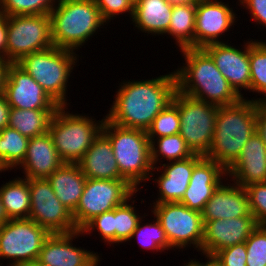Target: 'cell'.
<instances>
[{"instance_id":"cell-1","label":"cell","mask_w":266,"mask_h":266,"mask_svg":"<svg viewBox=\"0 0 266 266\" xmlns=\"http://www.w3.org/2000/svg\"><path fill=\"white\" fill-rule=\"evenodd\" d=\"M118 87L105 118L121 127L145 131L177 90L175 72L140 81L124 80Z\"/></svg>"},{"instance_id":"cell-2","label":"cell","mask_w":266,"mask_h":266,"mask_svg":"<svg viewBox=\"0 0 266 266\" xmlns=\"http://www.w3.org/2000/svg\"><path fill=\"white\" fill-rule=\"evenodd\" d=\"M185 63L174 70L177 91L217 106L232 105L240 97L203 48L180 50Z\"/></svg>"},{"instance_id":"cell-3","label":"cell","mask_w":266,"mask_h":266,"mask_svg":"<svg viewBox=\"0 0 266 266\" xmlns=\"http://www.w3.org/2000/svg\"><path fill=\"white\" fill-rule=\"evenodd\" d=\"M255 132V101L245 97L232 105L218 106L213 139L205 157L216 161L227 171Z\"/></svg>"},{"instance_id":"cell-4","label":"cell","mask_w":266,"mask_h":266,"mask_svg":"<svg viewBox=\"0 0 266 266\" xmlns=\"http://www.w3.org/2000/svg\"><path fill=\"white\" fill-rule=\"evenodd\" d=\"M53 46L80 50L107 23L95 0H58L50 12ZM102 26V27H101Z\"/></svg>"},{"instance_id":"cell-5","label":"cell","mask_w":266,"mask_h":266,"mask_svg":"<svg viewBox=\"0 0 266 266\" xmlns=\"http://www.w3.org/2000/svg\"><path fill=\"white\" fill-rule=\"evenodd\" d=\"M102 132L111 142L120 175L137 191L141 190L139 185L150 181L154 168L146 131L121 127L105 118Z\"/></svg>"},{"instance_id":"cell-6","label":"cell","mask_w":266,"mask_h":266,"mask_svg":"<svg viewBox=\"0 0 266 266\" xmlns=\"http://www.w3.org/2000/svg\"><path fill=\"white\" fill-rule=\"evenodd\" d=\"M78 58L76 51L52 46L24 56L17 64L62 107L69 104L66 99L67 83L79 61Z\"/></svg>"},{"instance_id":"cell-7","label":"cell","mask_w":266,"mask_h":266,"mask_svg":"<svg viewBox=\"0 0 266 266\" xmlns=\"http://www.w3.org/2000/svg\"><path fill=\"white\" fill-rule=\"evenodd\" d=\"M68 106L59 107L53 114L48 133L60 159L64 163H77L102 131L105 116L95 120L86 114H73Z\"/></svg>"},{"instance_id":"cell-8","label":"cell","mask_w":266,"mask_h":266,"mask_svg":"<svg viewBox=\"0 0 266 266\" xmlns=\"http://www.w3.org/2000/svg\"><path fill=\"white\" fill-rule=\"evenodd\" d=\"M172 102L179 111V134L193 153L205 156L213 139L218 106L177 90Z\"/></svg>"},{"instance_id":"cell-9","label":"cell","mask_w":266,"mask_h":266,"mask_svg":"<svg viewBox=\"0 0 266 266\" xmlns=\"http://www.w3.org/2000/svg\"><path fill=\"white\" fill-rule=\"evenodd\" d=\"M152 204L150 203L151 213L164 229L173 250L182 249L183 252L186 247L193 246L201 252L204 228L202 212L190 209L179 202Z\"/></svg>"},{"instance_id":"cell-10","label":"cell","mask_w":266,"mask_h":266,"mask_svg":"<svg viewBox=\"0 0 266 266\" xmlns=\"http://www.w3.org/2000/svg\"><path fill=\"white\" fill-rule=\"evenodd\" d=\"M49 235L31 219H10L0 226V259H7V266H24L38 260Z\"/></svg>"},{"instance_id":"cell-11","label":"cell","mask_w":266,"mask_h":266,"mask_svg":"<svg viewBox=\"0 0 266 266\" xmlns=\"http://www.w3.org/2000/svg\"><path fill=\"white\" fill-rule=\"evenodd\" d=\"M52 46L50 15L7 16V61L18 63L24 56Z\"/></svg>"},{"instance_id":"cell-12","label":"cell","mask_w":266,"mask_h":266,"mask_svg":"<svg viewBox=\"0 0 266 266\" xmlns=\"http://www.w3.org/2000/svg\"><path fill=\"white\" fill-rule=\"evenodd\" d=\"M136 191L125 179L87 178L83 194L72 212L76 228L81 230L95 216L122 205Z\"/></svg>"},{"instance_id":"cell-13","label":"cell","mask_w":266,"mask_h":266,"mask_svg":"<svg viewBox=\"0 0 266 266\" xmlns=\"http://www.w3.org/2000/svg\"><path fill=\"white\" fill-rule=\"evenodd\" d=\"M31 219L50 234L70 233L78 229L72 212L56 197L47 179H28Z\"/></svg>"},{"instance_id":"cell-14","label":"cell","mask_w":266,"mask_h":266,"mask_svg":"<svg viewBox=\"0 0 266 266\" xmlns=\"http://www.w3.org/2000/svg\"><path fill=\"white\" fill-rule=\"evenodd\" d=\"M222 1L200 0L196 4L194 48L223 42L220 40L222 35L236 25L237 14L228 2Z\"/></svg>"},{"instance_id":"cell-15","label":"cell","mask_w":266,"mask_h":266,"mask_svg":"<svg viewBox=\"0 0 266 266\" xmlns=\"http://www.w3.org/2000/svg\"><path fill=\"white\" fill-rule=\"evenodd\" d=\"M4 95L10 107L16 109L57 110L60 107L17 63H11L8 69Z\"/></svg>"},{"instance_id":"cell-16","label":"cell","mask_w":266,"mask_h":266,"mask_svg":"<svg viewBox=\"0 0 266 266\" xmlns=\"http://www.w3.org/2000/svg\"><path fill=\"white\" fill-rule=\"evenodd\" d=\"M249 40L244 41L242 50L225 41L203 47L221 74L228 80L229 85L242 98H244L242 90L250 92Z\"/></svg>"},{"instance_id":"cell-17","label":"cell","mask_w":266,"mask_h":266,"mask_svg":"<svg viewBox=\"0 0 266 266\" xmlns=\"http://www.w3.org/2000/svg\"><path fill=\"white\" fill-rule=\"evenodd\" d=\"M81 230L70 233L50 234L40 251L38 261L47 266H98V252L75 247L73 239L82 237Z\"/></svg>"},{"instance_id":"cell-18","label":"cell","mask_w":266,"mask_h":266,"mask_svg":"<svg viewBox=\"0 0 266 266\" xmlns=\"http://www.w3.org/2000/svg\"><path fill=\"white\" fill-rule=\"evenodd\" d=\"M258 226L254 216L217 219L204 223L201 252L215 255L218 251L244 243Z\"/></svg>"},{"instance_id":"cell-19","label":"cell","mask_w":266,"mask_h":266,"mask_svg":"<svg viewBox=\"0 0 266 266\" xmlns=\"http://www.w3.org/2000/svg\"><path fill=\"white\" fill-rule=\"evenodd\" d=\"M203 155L193 154L183 160L160 163V166L153 168L149 179L153 180L158 190V198L152 201L153 203H172L180 202L184 196L185 191L189 186L194 166L203 158ZM159 169H161L159 171ZM157 173L156 178H152Z\"/></svg>"},{"instance_id":"cell-20","label":"cell","mask_w":266,"mask_h":266,"mask_svg":"<svg viewBox=\"0 0 266 266\" xmlns=\"http://www.w3.org/2000/svg\"><path fill=\"white\" fill-rule=\"evenodd\" d=\"M226 176L227 171L219 163L204 156L194 166L189 186L179 203L202 212Z\"/></svg>"},{"instance_id":"cell-21","label":"cell","mask_w":266,"mask_h":266,"mask_svg":"<svg viewBox=\"0 0 266 266\" xmlns=\"http://www.w3.org/2000/svg\"><path fill=\"white\" fill-rule=\"evenodd\" d=\"M227 180L218 186L206 203L202 211L203 224L211 220L238 218L250 214L247 190L234 182L225 183Z\"/></svg>"},{"instance_id":"cell-22","label":"cell","mask_w":266,"mask_h":266,"mask_svg":"<svg viewBox=\"0 0 266 266\" xmlns=\"http://www.w3.org/2000/svg\"><path fill=\"white\" fill-rule=\"evenodd\" d=\"M226 177L244 188L266 182V144L257 133L247 141L239 158L227 170Z\"/></svg>"},{"instance_id":"cell-23","label":"cell","mask_w":266,"mask_h":266,"mask_svg":"<svg viewBox=\"0 0 266 266\" xmlns=\"http://www.w3.org/2000/svg\"><path fill=\"white\" fill-rule=\"evenodd\" d=\"M63 163L47 132L30 138L26 156L16 169H22L26 179H46Z\"/></svg>"},{"instance_id":"cell-24","label":"cell","mask_w":266,"mask_h":266,"mask_svg":"<svg viewBox=\"0 0 266 266\" xmlns=\"http://www.w3.org/2000/svg\"><path fill=\"white\" fill-rule=\"evenodd\" d=\"M77 164L90 179H124L119 173L111 142L102 131Z\"/></svg>"},{"instance_id":"cell-25","label":"cell","mask_w":266,"mask_h":266,"mask_svg":"<svg viewBox=\"0 0 266 266\" xmlns=\"http://www.w3.org/2000/svg\"><path fill=\"white\" fill-rule=\"evenodd\" d=\"M46 179L60 202L73 212L83 194L87 179L78 164L63 163Z\"/></svg>"},{"instance_id":"cell-26","label":"cell","mask_w":266,"mask_h":266,"mask_svg":"<svg viewBox=\"0 0 266 266\" xmlns=\"http://www.w3.org/2000/svg\"><path fill=\"white\" fill-rule=\"evenodd\" d=\"M172 7L166 0H140L134 6L131 23L139 32L166 36Z\"/></svg>"},{"instance_id":"cell-27","label":"cell","mask_w":266,"mask_h":266,"mask_svg":"<svg viewBox=\"0 0 266 266\" xmlns=\"http://www.w3.org/2000/svg\"><path fill=\"white\" fill-rule=\"evenodd\" d=\"M0 198L9 219H27L30 214L28 179L15 177L0 186Z\"/></svg>"},{"instance_id":"cell-28","label":"cell","mask_w":266,"mask_h":266,"mask_svg":"<svg viewBox=\"0 0 266 266\" xmlns=\"http://www.w3.org/2000/svg\"><path fill=\"white\" fill-rule=\"evenodd\" d=\"M196 4H182L172 7L170 24L166 34L176 41L179 50L194 48Z\"/></svg>"},{"instance_id":"cell-29","label":"cell","mask_w":266,"mask_h":266,"mask_svg":"<svg viewBox=\"0 0 266 266\" xmlns=\"http://www.w3.org/2000/svg\"><path fill=\"white\" fill-rule=\"evenodd\" d=\"M55 112L56 110H24L11 107L8 126L28 138L40 136L48 132Z\"/></svg>"},{"instance_id":"cell-30","label":"cell","mask_w":266,"mask_h":266,"mask_svg":"<svg viewBox=\"0 0 266 266\" xmlns=\"http://www.w3.org/2000/svg\"><path fill=\"white\" fill-rule=\"evenodd\" d=\"M29 140L9 126L0 131V166L5 171L15 170L23 162Z\"/></svg>"},{"instance_id":"cell-31","label":"cell","mask_w":266,"mask_h":266,"mask_svg":"<svg viewBox=\"0 0 266 266\" xmlns=\"http://www.w3.org/2000/svg\"><path fill=\"white\" fill-rule=\"evenodd\" d=\"M249 61L250 92L260 95L259 98H251L250 100L266 101V41L256 39L249 41Z\"/></svg>"},{"instance_id":"cell-32","label":"cell","mask_w":266,"mask_h":266,"mask_svg":"<svg viewBox=\"0 0 266 266\" xmlns=\"http://www.w3.org/2000/svg\"><path fill=\"white\" fill-rule=\"evenodd\" d=\"M150 150L151 162L154 168H157L159 166L157 164L163 162V160L161 161L163 158L167 162H171L186 159L194 154L179 133L152 140Z\"/></svg>"},{"instance_id":"cell-33","label":"cell","mask_w":266,"mask_h":266,"mask_svg":"<svg viewBox=\"0 0 266 266\" xmlns=\"http://www.w3.org/2000/svg\"><path fill=\"white\" fill-rule=\"evenodd\" d=\"M138 191H136L129 199H127L122 205L114 208V244H124L129 241V238L133 234V231L138 226L139 221L144 217L140 216L134 206V199ZM134 199V200H133ZM129 202H131L129 204ZM118 243V244H117Z\"/></svg>"},{"instance_id":"cell-34","label":"cell","mask_w":266,"mask_h":266,"mask_svg":"<svg viewBox=\"0 0 266 266\" xmlns=\"http://www.w3.org/2000/svg\"><path fill=\"white\" fill-rule=\"evenodd\" d=\"M142 221H144L143 218L139 221L129 241L137 239L141 248L151 250L153 253L154 250L162 253L165 252L164 250L173 249L167 240L164 229L155 216L153 222L143 224Z\"/></svg>"},{"instance_id":"cell-35","label":"cell","mask_w":266,"mask_h":266,"mask_svg":"<svg viewBox=\"0 0 266 266\" xmlns=\"http://www.w3.org/2000/svg\"><path fill=\"white\" fill-rule=\"evenodd\" d=\"M58 0H0V15H50Z\"/></svg>"},{"instance_id":"cell-36","label":"cell","mask_w":266,"mask_h":266,"mask_svg":"<svg viewBox=\"0 0 266 266\" xmlns=\"http://www.w3.org/2000/svg\"><path fill=\"white\" fill-rule=\"evenodd\" d=\"M180 117L178 107L171 101L155 118L147 129L149 141L180 132Z\"/></svg>"},{"instance_id":"cell-37","label":"cell","mask_w":266,"mask_h":266,"mask_svg":"<svg viewBox=\"0 0 266 266\" xmlns=\"http://www.w3.org/2000/svg\"><path fill=\"white\" fill-rule=\"evenodd\" d=\"M246 266H266V231L258 225L245 241Z\"/></svg>"},{"instance_id":"cell-38","label":"cell","mask_w":266,"mask_h":266,"mask_svg":"<svg viewBox=\"0 0 266 266\" xmlns=\"http://www.w3.org/2000/svg\"><path fill=\"white\" fill-rule=\"evenodd\" d=\"M94 230L105 244L110 247L114 244V209L95 216L81 229L83 235H90Z\"/></svg>"},{"instance_id":"cell-39","label":"cell","mask_w":266,"mask_h":266,"mask_svg":"<svg viewBox=\"0 0 266 266\" xmlns=\"http://www.w3.org/2000/svg\"><path fill=\"white\" fill-rule=\"evenodd\" d=\"M249 198L250 213L258 225L266 223V182L253 183L245 187Z\"/></svg>"},{"instance_id":"cell-40","label":"cell","mask_w":266,"mask_h":266,"mask_svg":"<svg viewBox=\"0 0 266 266\" xmlns=\"http://www.w3.org/2000/svg\"><path fill=\"white\" fill-rule=\"evenodd\" d=\"M96 6L99 8L102 18L108 23L114 20L116 16L129 13L132 19L134 6L129 0H95ZM110 20V21H109Z\"/></svg>"},{"instance_id":"cell-41","label":"cell","mask_w":266,"mask_h":266,"mask_svg":"<svg viewBox=\"0 0 266 266\" xmlns=\"http://www.w3.org/2000/svg\"><path fill=\"white\" fill-rule=\"evenodd\" d=\"M215 256L223 266H246L245 242L224 248L218 251Z\"/></svg>"},{"instance_id":"cell-42","label":"cell","mask_w":266,"mask_h":266,"mask_svg":"<svg viewBox=\"0 0 266 266\" xmlns=\"http://www.w3.org/2000/svg\"><path fill=\"white\" fill-rule=\"evenodd\" d=\"M238 6H243L249 11L250 18L258 24V26L266 27V0H238Z\"/></svg>"},{"instance_id":"cell-43","label":"cell","mask_w":266,"mask_h":266,"mask_svg":"<svg viewBox=\"0 0 266 266\" xmlns=\"http://www.w3.org/2000/svg\"><path fill=\"white\" fill-rule=\"evenodd\" d=\"M266 144V101L256 102V132Z\"/></svg>"},{"instance_id":"cell-44","label":"cell","mask_w":266,"mask_h":266,"mask_svg":"<svg viewBox=\"0 0 266 266\" xmlns=\"http://www.w3.org/2000/svg\"><path fill=\"white\" fill-rule=\"evenodd\" d=\"M10 105L7 102L6 96H0V131L9 125Z\"/></svg>"},{"instance_id":"cell-45","label":"cell","mask_w":266,"mask_h":266,"mask_svg":"<svg viewBox=\"0 0 266 266\" xmlns=\"http://www.w3.org/2000/svg\"><path fill=\"white\" fill-rule=\"evenodd\" d=\"M7 16L0 15V58L6 59Z\"/></svg>"},{"instance_id":"cell-46","label":"cell","mask_w":266,"mask_h":266,"mask_svg":"<svg viewBox=\"0 0 266 266\" xmlns=\"http://www.w3.org/2000/svg\"><path fill=\"white\" fill-rule=\"evenodd\" d=\"M11 62L4 58H0V96L5 92V84L8 77V69Z\"/></svg>"},{"instance_id":"cell-47","label":"cell","mask_w":266,"mask_h":266,"mask_svg":"<svg viewBox=\"0 0 266 266\" xmlns=\"http://www.w3.org/2000/svg\"><path fill=\"white\" fill-rule=\"evenodd\" d=\"M202 256H205V260L207 258V262H202V266H223L222 263L217 259L215 255H209V254H202Z\"/></svg>"},{"instance_id":"cell-48","label":"cell","mask_w":266,"mask_h":266,"mask_svg":"<svg viewBox=\"0 0 266 266\" xmlns=\"http://www.w3.org/2000/svg\"><path fill=\"white\" fill-rule=\"evenodd\" d=\"M172 6L182 5V4H197L200 0H166Z\"/></svg>"},{"instance_id":"cell-49","label":"cell","mask_w":266,"mask_h":266,"mask_svg":"<svg viewBox=\"0 0 266 266\" xmlns=\"http://www.w3.org/2000/svg\"><path fill=\"white\" fill-rule=\"evenodd\" d=\"M8 220H10L6 214L5 208L3 207V204L1 202L0 198V226H2L4 223H6Z\"/></svg>"},{"instance_id":"cell-50","label":"cell","mask_w":266,"mask_h":266,"mask_svg":"<svg viewBox=\"0 0 266 266\" xmlns=\"http://www.w3.org/2000/svg\"><path fill=\"white\" fill-rule=\"evenodd\" d=\"M183 266H202V262L201 261H198V259L196 260L195 258L194 259H190L188 260L187 263H183Z\"/></svg>"},{"instance_id":"cell-51","label":"cell","mask_w":266,"mask_h":266,"mask_svg":"<svg viewBox=\"0 0 266 266\" xmlns=\"http://www.w3.org/2000/svg\"><path fill=\"white\" fill-rule=\"evenodd\" d=\"M24 266H47V265L42 264L38 260H35V261H33V262L29 263V264H26Z\"/></svg>"},{"instance_id":"cell-52","label":"cell","mask_w":266,"mask_h":266,"mask_svg":"<svg viewBox=\"0 0 266 266\" xmlns=\"http://www.w3.org/2000/svg\"><path fill=\"white\" fill-rule=\"evenodd\" d=\"M130 3L135 6L140 0H129Z\"/></svg>"},{"instance_id":"cell-53","label":"cell","mask_w":266,"mask_h":266,"mask_svg":"<svg viewBox=\"0 0 266 266\" xmlns=\"http://www.w3.org/2000/svg\"><path fill=\"white\" fill-rule=\"evenodd\" d=\"M260 226L266 231V223L265 224H262Z\"/></svg>"},{"instance_id":"cell-54","label":"cell","mask_w":266,"mask_h":266,"mask_svg":"<svg viewBox=\"0 0 266 266\" xmlns=\"http://www.w3.org/2000/svg\"><path fill=\"white\" fill-rule=\"evenodd\" d=\"M5 172V170L0 166V173Z\"/></svg>"}]
</instances>
